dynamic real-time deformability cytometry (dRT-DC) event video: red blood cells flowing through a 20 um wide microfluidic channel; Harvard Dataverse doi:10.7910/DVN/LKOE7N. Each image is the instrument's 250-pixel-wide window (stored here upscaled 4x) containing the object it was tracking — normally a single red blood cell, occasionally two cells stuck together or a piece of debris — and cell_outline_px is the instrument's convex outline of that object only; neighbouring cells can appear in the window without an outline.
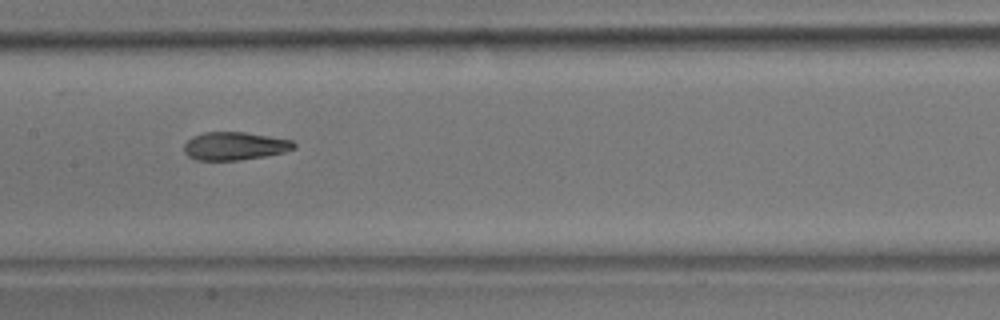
{"species": "common noctule bat (a hibernating species)", "species_latin": "Nyctalus noctula", "temperature_condition": "room temperature", "stored_images_in_passage": 10, "camera_frame_rate_fps": 3000, "um_per_image_px": 0.085, "animal": {"sex": "male", "body_mass_g": 17.9}, "frame": {"image": 1, "passage_image": 4, "time_ms": 3.333, "image_size_px": [1000, 320], "cell_outline_px": [[296, 148], [284, 152], [264, 156], [236, 160], [196, 160], [188, 156], [184, 152], [184, 144], [192, 136], [204, 132], [244, 132], [292, 140], [296, 144]], "centroid_in_image_um": [19.93, 12.41], "position_along_channel_um": 187.5, "area_um2": 17.92}}
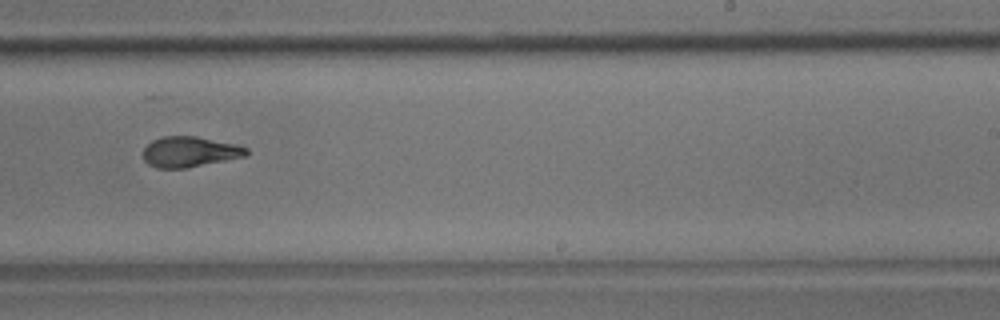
{"frame": {"image": 2, "passage_image": 6, "time_ms": 5.667, "image_size_px": [1000, 320], "cell_outline_px": [[248, 156], [184, 168], [156, 168], [148, 164], [144, 160], [144, 148], [152, 140], [164, 136], [196, 136], [236, 144], [248, 148]], "centroid_in_image_um": [16.14, 12.9], "position_along_channel_um": 272.9, "area_um2": 18.32}}
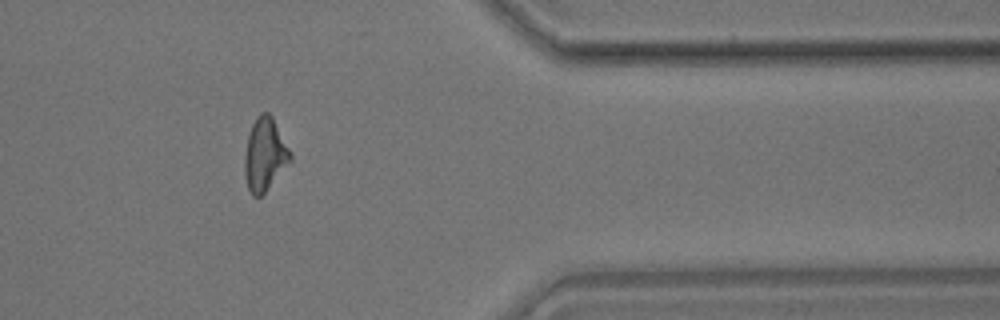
{"frame": {"image": 3, "passage_image": 9, "time_ms": 9.333, "image_size_px": [1000, 320], "cell_outline_px": [[292, 160], [264, 192], [260, 196], [252, 196], [248, 188], [244, 172], [244, 156], [248, 136], [252, 124], [256, 116], [260, 112], [268, 112], [272, 116], [292, 152]], "centroid_in_image_um": [22.51, 13.1], "position_along_channel_um": 388.9, "area_um2": 19.42}, "authors_computed_cell_mechanics": {"area_um2": 18.4671, "velocity_mm_per_s": 3.6833, "shape_relaxation_time_tau1_ms": 5.312, "shape_relaxation_time_tau2_ms": 1.5741, "deformation_change_tau1": 0.161, "deformation_change_tau2": 0.0753}}